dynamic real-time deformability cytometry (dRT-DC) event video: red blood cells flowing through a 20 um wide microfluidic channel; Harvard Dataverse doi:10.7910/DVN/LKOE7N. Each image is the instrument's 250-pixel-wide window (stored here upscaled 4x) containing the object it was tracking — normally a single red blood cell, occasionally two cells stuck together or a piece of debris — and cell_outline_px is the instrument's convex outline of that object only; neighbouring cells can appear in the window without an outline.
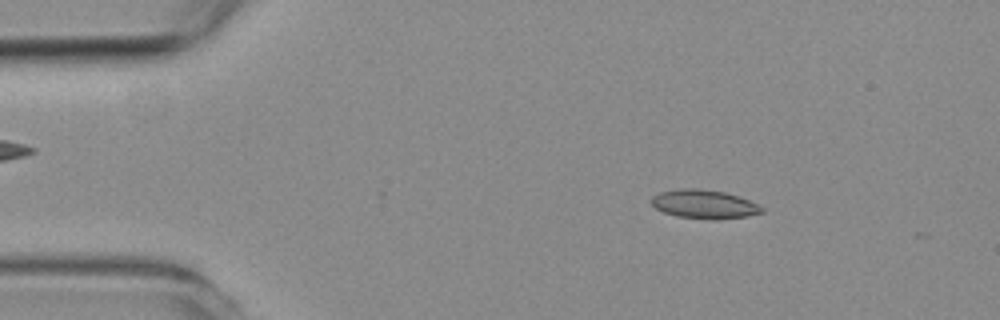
{"species": "common noctule bat (a hibernating species)", "species_latin": "Nyctalus noctula", "temperature_condition": "room temperature", "stored_images_in_passage": 43, "camera_frame_rate_fps": 3000, "um_per_image_px": 0.085, "animal": {"sex": "female", "body_mass_g": 19.3, "forearm_length_mm": 54.1}, "frame": {"image": 1, "passage_image": 2, "time_ms": 0.333, "image_size_px": [1000, 320], "cell_outline_px": [[764, 212], [748, 216], [712, 220], [676, 216], [664, 212], [656, 208], [652, 204], [652, 196], [660, 192], [680, 188], [696, 188], [724, 192], [748, 200], [764, 208]], "centroid_in_image_um": [59.85, 17.36], "position_along_channel_um": 25.2, "area_um2": 18.38}}
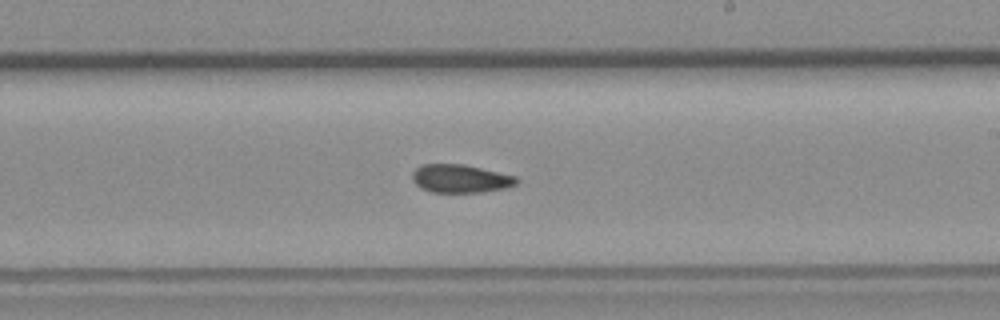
{"frame": {"image": 2, "passage_image": 25, "time_ms": 8.0, "image_size_px": [1000, 320], "cell_outline_px": [[520, 180], [516, 184], [504, 188], [480, 192], [432, 192], [420, 188], [412, 180], [412, 172], [420, 164], [464, 164], [516, 176]], "centroid_in_image_um": [39.11, 15.17], "position_along_channel_um": 249.9, "area_um2": 17.17}}
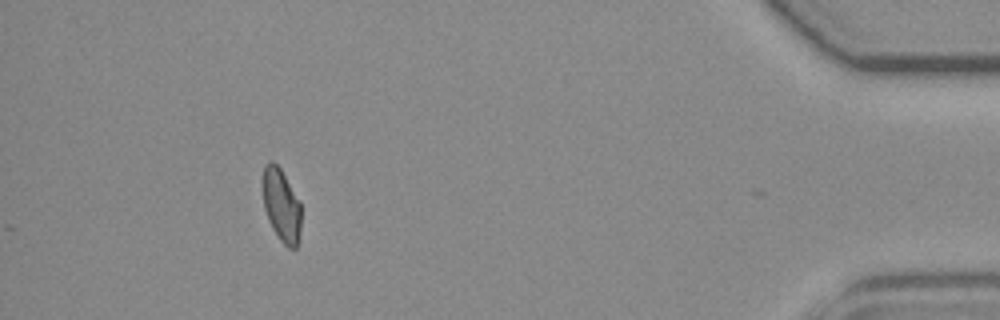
{"frame": {"image": 3, "passage_image": 43, "time_ms": 14.0, "image_size_px": [1000, 320], "cell_outline_px": [[300, 232], [296, 248], [288, 248], [280, 240], [272, 228], [268, 220], [264, 208], [260, 184], [260, 180], [264, 164], [272, 160], [280, 168], [300, 200]], "centroid_in_image_um": [23.87, 17.39], "position_along_channel_um": 411.3, "area_um2": 16.82}, "authors_computed_cell_mechanics": {"area_um2": 17.5134, "velocity_mm_per_s": 3.7863, "shape_relaxation_time_tau1_ms": null, "shape_relaxation_time_tau2_ms": 4.93, "deformation_change_tau1": null, "deformation_change_tau2": 0.1045}}